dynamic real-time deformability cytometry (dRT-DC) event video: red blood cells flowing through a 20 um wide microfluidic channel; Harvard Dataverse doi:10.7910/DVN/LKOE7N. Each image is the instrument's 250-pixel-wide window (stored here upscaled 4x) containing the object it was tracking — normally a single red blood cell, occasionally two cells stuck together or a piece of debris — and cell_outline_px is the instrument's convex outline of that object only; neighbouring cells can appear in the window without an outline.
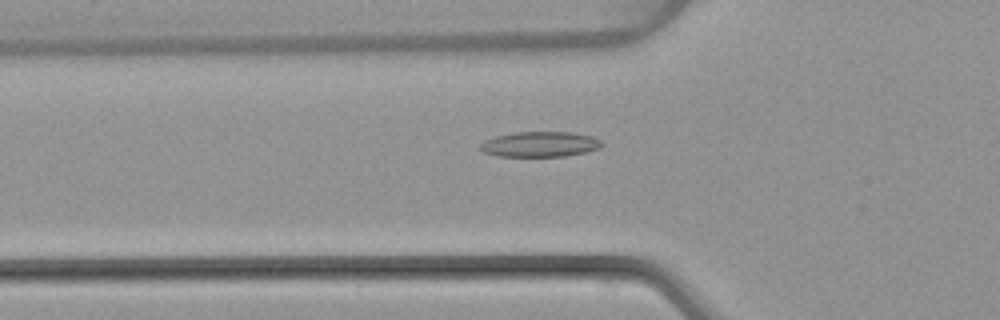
{"species": "common noctule bat (a hibernating species)", "species_latin": "Nyctalus noctula", "temperature_condition": "warm", "stored_images_in_passage": 51, "camera_frame_rate_fps": 3000, "um_per_image_px": 0.085, "animal": {"sex": "female", "body_mass_g": 22.7, "forearm_length_mm": 54.2}, "frame": {"image": 1, "passage_image": 18, "time_ms": 5.667, "image_size_px": [1000, 320], "cell_outline_px": [[604, 144], [600, 148], [584, 152], [564, 156], [496, 156], [484, 152], [480, 148], [480, 144], [484, 140], [496, 136], [516, 132], [572, 132], [592, 136], [600, 140]], "centroid_in_image_um": [45.9, 12.26], "position_along_channel_um": 79.9, "area_um2": 17.86}}
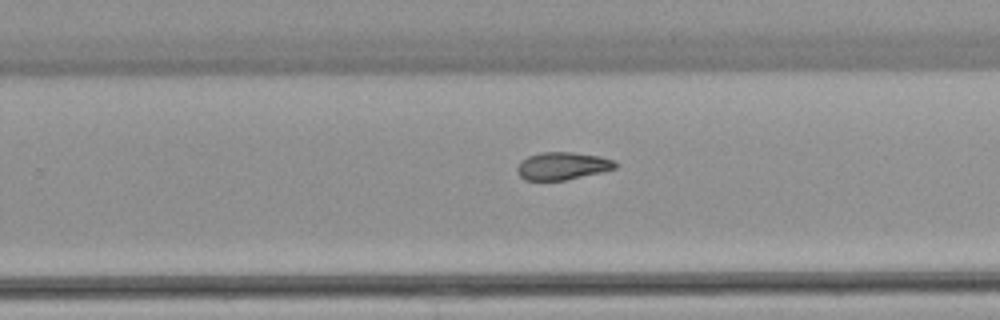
{"frame": {"image": 2, "passage_image": 33, "time_ms": 10.667, "image_size_px": [1000, 320], "cell_outline_px": [[616, 168], [600, 172], [564, 180], [524, 180], [516, 172], [516, 168], [520, 160], [528, 156], [540, 152], [572, 152], [600, 156], [616, 160]], "centroid_in_image_um": [47.77, 14.09], "position_along_channel_um": 282.0, "area_um2": 15.84}}
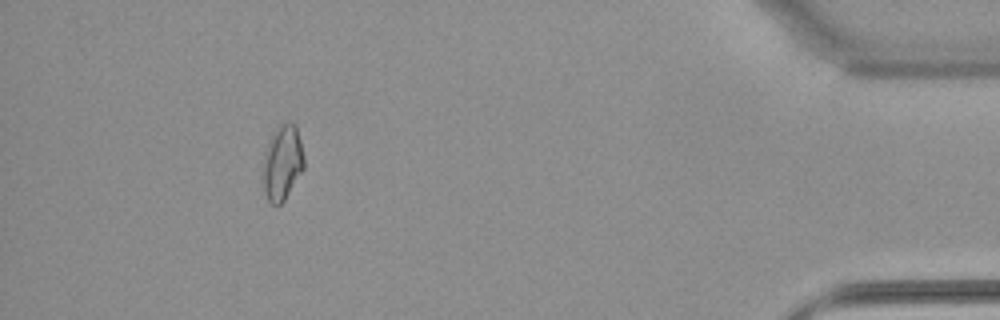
{"frame": {"image": 3, "passage_image": 47, "time_ms": 15.333, "image_size_px": [1000, 320], "cell_outline_px": [[304, 168], [284, 200], [280, 204], [272, 204], [268, 200], [264, 192], [264, 152], [276, 128], [288, 120], [292, 120], [296, 124], [304, 156]], "centroid_in_image_um": [24.02, 13.79], "position_along_channel_um": 411.2, "area_um2": 17.74}, "authors_computed_cell_mechanics": {"area_um2": 17.051, "velocity_mm_per_s": 4.0282, "shape_relaxation_time_tau1_ms": null, "shape_relaxation_time_tau2_ms": 5.3086, "deformation_change_tau1": null, "deformation_change_tau2": 0.1294}}